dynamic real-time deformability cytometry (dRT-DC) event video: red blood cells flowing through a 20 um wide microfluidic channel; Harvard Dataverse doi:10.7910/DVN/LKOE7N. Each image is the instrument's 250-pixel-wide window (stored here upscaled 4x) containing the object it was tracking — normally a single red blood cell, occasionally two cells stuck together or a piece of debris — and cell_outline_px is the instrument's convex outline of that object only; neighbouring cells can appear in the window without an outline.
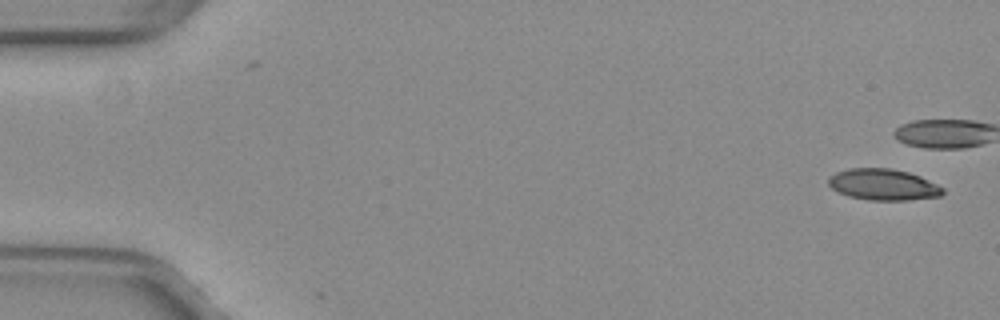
{"species": "common noctule bat (a hibernating species)", "species_latin": "Nyctalus noctula", "temperature_condition": "warm", "stored_images_in_passage": 2, "camera_frame_rate_fps": 3000, "um_per_image_px": 0.085, "animal": {"sex": "female", "body_mass_g": 29.2, "forearm_length_mm": 56.3}, "frame": {"image": 1, "passage_image": 1, "time_ms": 0.0, "image_size_px": [1000, 320], "cell_outline_px": [[944, 192], [940, 196], [908, 200], [868, 200], [848, 196], [832, 188], [828, 184], [828, 176], [836, 172], [848, 168], [892, 168], [908, 172], [920, 176], [944, 188]], "centroid_in_image_um": [75.06, 15.68], "position_along_channel_um": 9.9, "area_um2": 20.87}}